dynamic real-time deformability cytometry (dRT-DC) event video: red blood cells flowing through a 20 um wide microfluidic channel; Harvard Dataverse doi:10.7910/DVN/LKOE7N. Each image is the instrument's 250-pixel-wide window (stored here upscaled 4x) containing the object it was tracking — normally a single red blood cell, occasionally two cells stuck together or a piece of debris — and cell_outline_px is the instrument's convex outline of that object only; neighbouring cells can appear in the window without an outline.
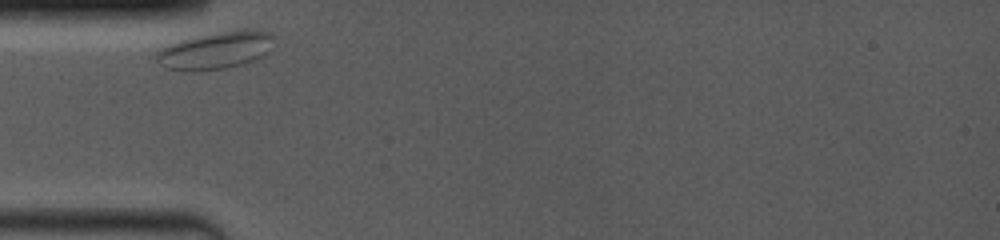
{"species": "common noctule bat (a hibernating species)", "species_latin": "Nyctalus noctula", "temperature_condition": "room temperature", "stored_images_in_passage": 6, "camera_frame_rate_fps": 4000, "um_per_image_px": 0.085, "animal": {"sex": "female", "body_mass_g": 19.0, "forearm_length_mm": 53.3}, "frame": {"image": 1, "passage_image": 1, "time_ms": 0.0, "image_size_px": [1000, 240], "cell_outline_px": [[272, 36], [268, 52], [252, 60], [240, 64], [224, 68], [200, 72], [188, 72], [164, 68], [156, 60], [156, 52], [160, 48], [168, 44], [180, 40], [196, 36], [244, 28], [256, 28], [268, 32]], "centroid_in_image_um": [18.25, 4.28], "position_along_channel_um": 66.8, "area_um2": 25.72}}
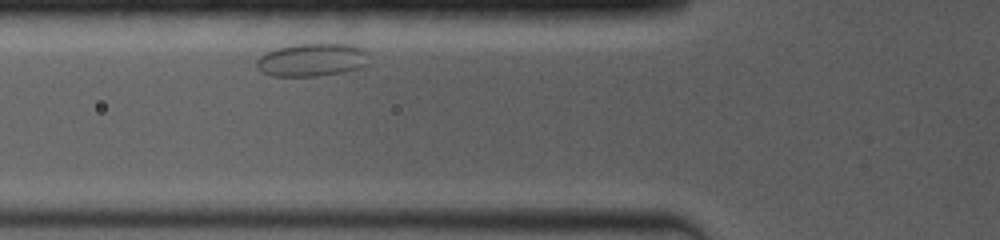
{"frame": {"image": 2, "passage_image": 4, "time_ms": 1.0, "image_size_px": [1000, 240], "cell_outline_px": [[368, 64], [360, 68], [344, 72], [316, 76], [272, 76], [264, 72], [256, 64], [256, 60], [264, 52], [276, 48], [296, 44], [352, 44], [364, 48]], "centroid_in_image_um": [26.53, 5.08], "position_along_channel_um": 99.3, "area_um2": 21.62}}
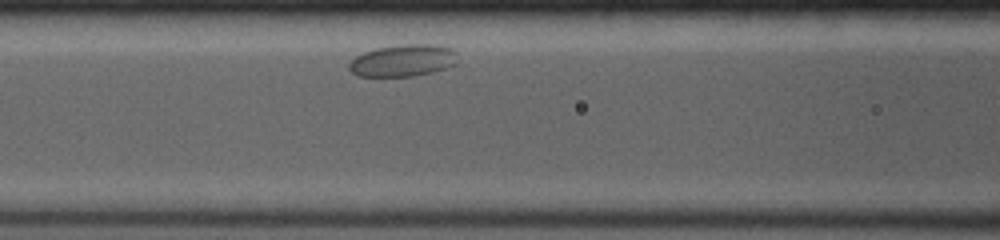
{"frame": {"image": 3, "passage_image": 6, "time_ms": 2.0, "image_size_px": [1000, 240], "cell_outline_px": [[456, 64], [432, 72], [412, 76], [356, 76], [348, 68], [348, 64], [356, 56], [364, 52], [376, 48], [400, 44], [436, 44], [452, 48], [456, 52]], "centroid_in_image_um": [34.25, 5.13], "position_along_channel_um": 132.4, "area_um2": 20.29}}